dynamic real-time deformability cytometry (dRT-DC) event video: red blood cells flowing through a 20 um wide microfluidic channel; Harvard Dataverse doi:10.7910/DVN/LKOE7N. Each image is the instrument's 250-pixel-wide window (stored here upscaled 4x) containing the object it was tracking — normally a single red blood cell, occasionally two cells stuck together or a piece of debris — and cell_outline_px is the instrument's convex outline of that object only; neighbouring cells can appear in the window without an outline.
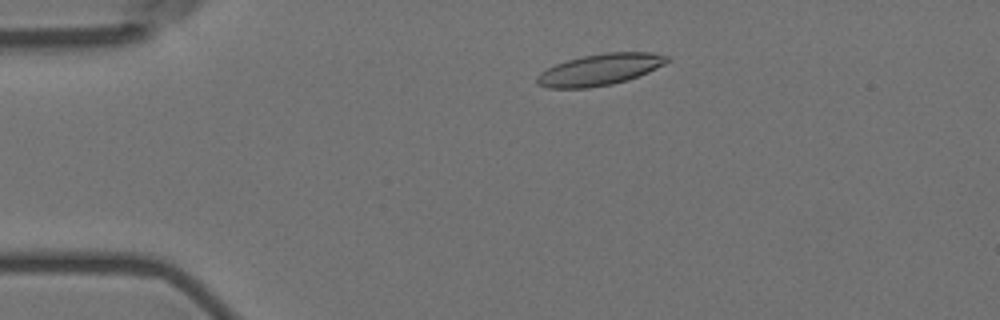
{"species": "Egyptian fruit bat (a non-hibernating species)", "species_latin": "Rousettus aegyptiacus", "temperature_condition": "room temperature", "stored_images_in_passage": 48, "camera_frame_rate_fps": 3000, "um_per_image_px": 0.085, "animal": {"sex": "female"}, "frame": {"image": 1, "passage_image": 3, "time_ms": 0.667, "image_size_px": [1000, 320], "cell_outline_px": [[672, 60], [648, 72], [628, 80], [612, 84], [588, 88], [548, 88], [536, 84], [536, 76], [540, 72], [556, 64], [568, 60], [584, 56], [604, 52], [652, 52], [668, 56]], "centroid_in_image_um": [51.0, 5.92], "position_along_channel_um": 34.0, "area_um2": 23.87}}
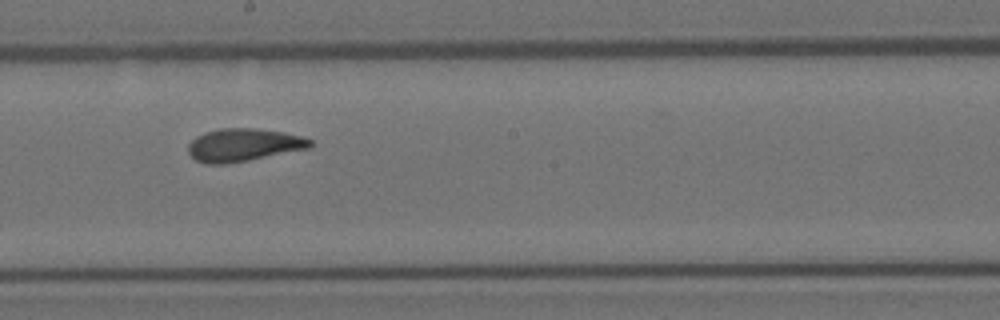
{"frame": {"image": 2, "passage_image": 23, "time_ms": 7.333, "image_size_px": [1000, 320], "cell_outline_px": [[312, 144], [308, 148], [248, 160], [224, 164], [204, 164], [196, 160], [188, 152], [188, 144], [196, 136], [204, 132], [220, 128], [252, 128], [284, 132], [300, 136], [312, 140]], "centroid_in_image_um": [20.65, 12.31], "position_along_channel_um": 227.6, "area_um2": 23.18}}
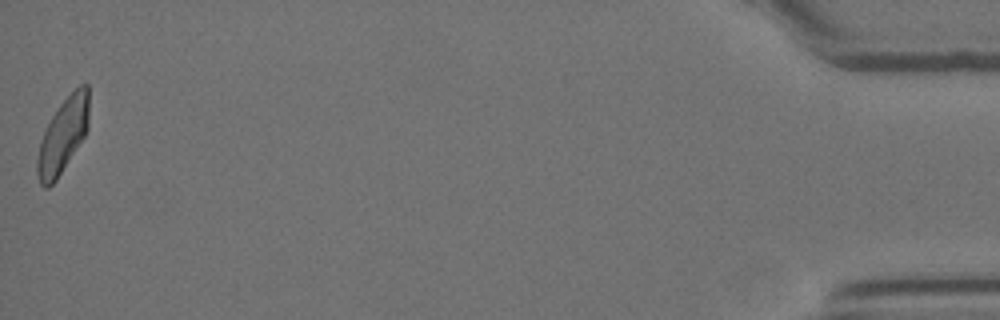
{"frame": {"image": 3, "passage_image": 48, "time_ms": 15.667, "image_size_px": [1000, 320], "cell_outline_px": [[88, 128], [84, 136], [56, 180], [48, 188], [44, 188], [40, 184], [36, 172], [36, 160], [40, 140], [52, 116], [60, 104], [80, 84], [88, 84]], "centroid_in_image_um": [5.32, 11.55], "position_along_channel_um": 429.9, "area_um2": 22.14}, "authors_computed_cell_mechanics": {"area_um2": 23.0911, "velocity_mm_per_s": 3.5745, "shape_relaxation_time_tau1_ms": 5.9999, "shape_relaxation_time_tau2_ms": 1.4434, "deformation_change_tau1": 0.1665, "deformation_change_tau2": 0.0751}}